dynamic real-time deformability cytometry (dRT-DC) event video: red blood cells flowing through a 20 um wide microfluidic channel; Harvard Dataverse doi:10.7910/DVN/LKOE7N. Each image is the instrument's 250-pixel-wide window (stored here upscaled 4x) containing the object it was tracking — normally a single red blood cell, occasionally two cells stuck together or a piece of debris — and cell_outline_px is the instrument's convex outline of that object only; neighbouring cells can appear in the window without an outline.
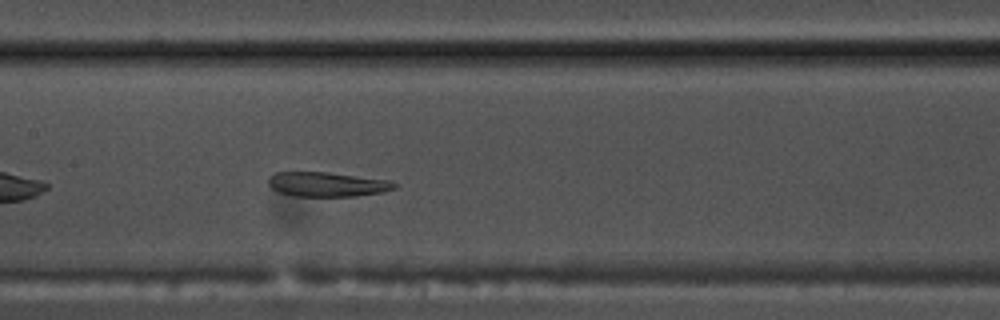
{"species": "common noctule bat (a hibernating species)", "species_latin": "Nyctalus noctula", "temperature_condition": "warm", "stored_images_in_passage": 41, "camera_frame_rate_fps": 3000, "um_per_image_px": 0.085, "animal": {"sex": "male", "body_mass_g": 17.5, "forearm_length_mm": 52.3}, "frame": {"image": 1, "passage_image": 13, "time_ms": 4.0, "image_size_px": [1000, 320], "cell_outline_px": [[396, 188], [384, 192], [356, 196], [292, 196], [280, 192], [272, 188], [268, 184], [268, 180], [276, 172], [328, 172], [388, 180], [396, 184]], "centroid_in_image_um": [27.82, 15.67], "position_along_channel_um": 179.6, "area_um2": 17.92}}
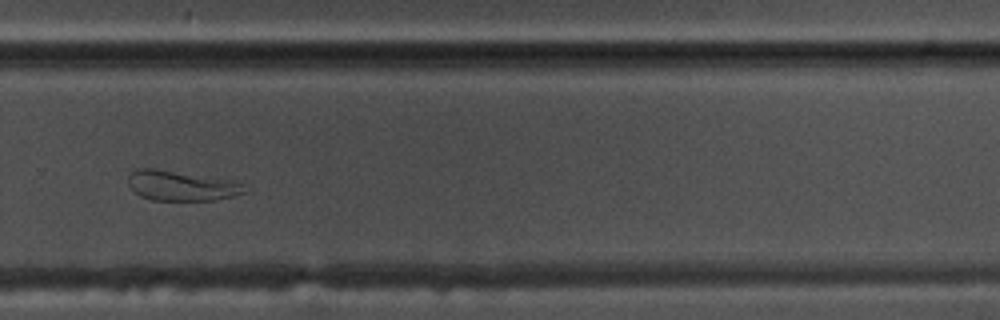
{"frame": {"image": 2, "passage_image": 24, "time_ms": 7.667, "image_size_px": [1000, 320], "cell_outline_px": [[248, 192], [236, 196], [212, 200], [152, 200], [140, 196], [128, 184], [128, 176], [132, 172], [140, 168], [152, 168], [228, 180], [240, 184]], "centroid_in_image_um": [15.38, 15.8], "position_along_channel_um": 314.4, "area_um2": 19.88}}
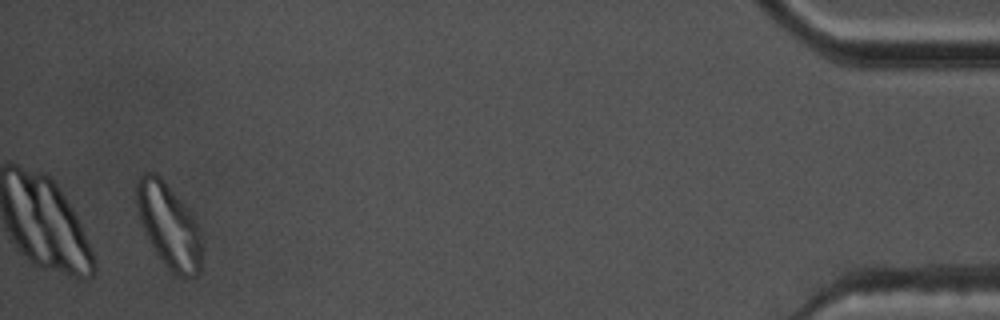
{"frame": {"image": 3, "passage_image": 39, "time_ms": 12.667, "image_size_px": [1000, 320], "cell_outline_px": [[200, 272], [196, 276], [176, 276], [164, 264], [156, 252], [144, 232], [136, 208], [136, 180], [144, 172], [156, 172], [164, 180], [196, 220], [200, 228]], "centroid_in_image_um": [14.32, 19.15], "position_along_channel_um": 420.9, "area_um2": 31.85}, "authors_computed_cell_mechanics": {"area_um2": 20.23, "velocity_mm_per_s": 3.6794, "shape_relaxation_time_tau1_ms": null, "shape_relaxation_time_tau2_ms": 1.7219, "deformation_change_tau1": null, "deformation_change_tau2": 0.0847}}